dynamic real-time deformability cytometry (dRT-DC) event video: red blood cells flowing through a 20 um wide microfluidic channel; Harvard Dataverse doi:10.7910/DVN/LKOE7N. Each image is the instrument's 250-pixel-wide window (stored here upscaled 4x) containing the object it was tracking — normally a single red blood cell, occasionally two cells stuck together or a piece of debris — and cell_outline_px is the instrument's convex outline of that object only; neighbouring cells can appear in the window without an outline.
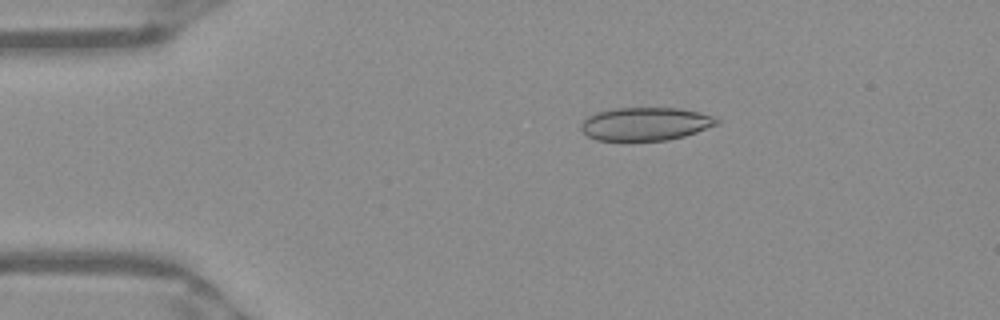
{"species": "Egyptian fruit bat (a non-hibernating species)", "species_latin": "Rousettus aegyptiacus", "temperature_condition": "warm", "stored_images_in_passage": 50, "camera_frame_rate_fps": 3000, "um_per_image_px": 0.085, "frame": {"image": 1, "passage_image": 9, "time_ms": 2.667, "image_size_px": [1000, 320], "cell_outline_px": [[720, 120], [716, 124], [696, 132], [684, 136], [668, 140], [596, 140], [588, 136], [580, 128], [580, 124], [588, 116], [596, 112], [616, 108], [676, 108], [696, 112], [712, 116]], "centroid_in_image_um": [54.82, 10.53], "position_along_channel_um": 30.2, "area_um2": 25.89}}
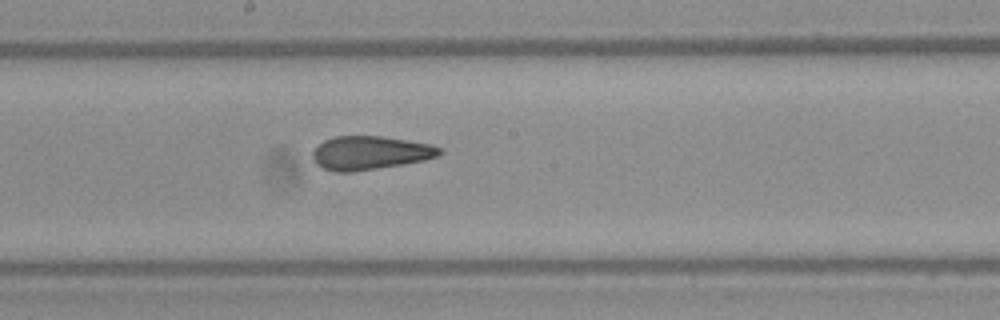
{"frame": {"image": 2, "passage_image": 27, "time_ms": 8.667, "image_size_px": [1000, 320], "cell_outline_px": [[444, 152], [436, 156], [424, 160], [352, 172], [336, 172], [324, 168], [316, 164], [312, 156], [312, 152], [324, 140], [336, 136], [380, 136], [432, 144], [440, 148]], "centroid_in_image_um": [31.44, 12.99], "position_along_channel_um": 216.8, "area_um2": 24.57}}
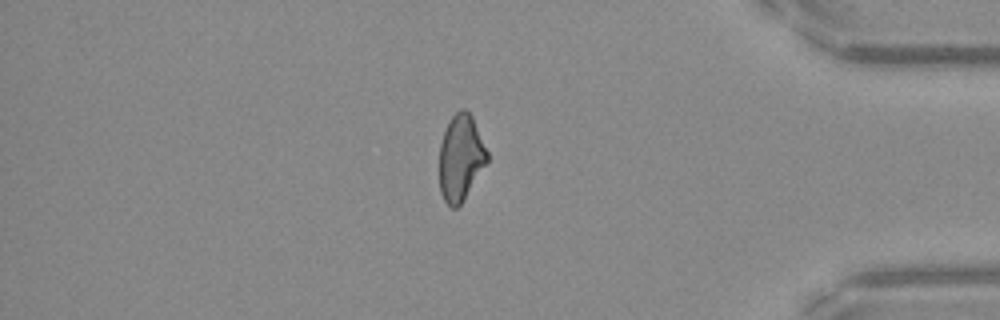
{"frame": {"image": 3, "passage_image": 43, "time_ms": 14.0, "image_size_px": [1000, 320], "cell_outline_px": [[488, 160], [460, 204], [456, 208], [452, 208], [444, 200], [440, 192], [440, 144], [448, 120], [460, 108], [464, 108], [472, 116], [488, 152]], "centroid_in_image_um": [39.15, 13.37], "position_along_channel_um": 396.1, "area_um2": 23.64}, "authors_computed_cell_mechanics": {"area_um2": 25.3164, "velocity_mm_per_s": 3.9516, "shape_relaxation_time_tau1_ms": null, "shape_relaxation_time_tau2_ms": 2.159, "deformation_change_tau1": null, "deformation_change_tau2": 0.0795}}